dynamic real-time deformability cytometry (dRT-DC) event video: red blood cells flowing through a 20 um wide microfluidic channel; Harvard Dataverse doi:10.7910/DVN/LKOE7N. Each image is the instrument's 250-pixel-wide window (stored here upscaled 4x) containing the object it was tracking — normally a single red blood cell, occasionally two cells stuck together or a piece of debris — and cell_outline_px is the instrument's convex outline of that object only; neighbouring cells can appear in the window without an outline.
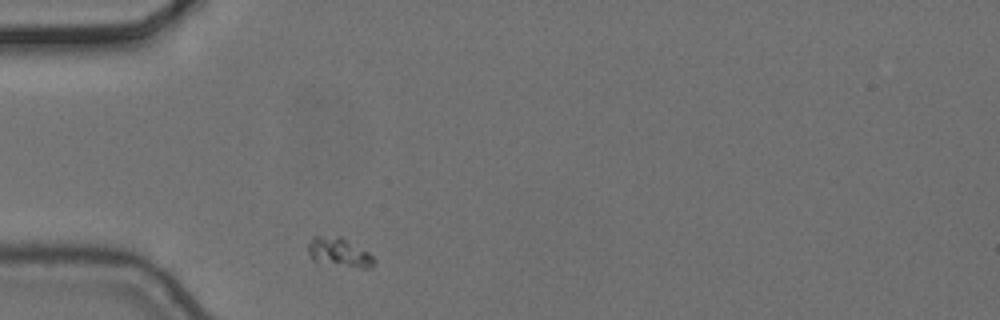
{"species": "common noctule bat (a hibernating species)", "species_latin": "Nyctalus noctula", "temperature_condition": "cold", "stored_images_in_passage": 3, "camera_frame_rate_fps": 3000, "um_per_image_px": 0.085, "animal": {"sex": "female", "body_mass_g": 24.6, "forearm_length_mm": 56.2}, "frame": {"image": 1, "passage_image": 1, "time_ms": 0.0, "image_size_px": [1000, 320], "cell_outline_px": [[376, 260], [372, 268], [364, 268], [316, 264], [312, 260], [308, 252], [308, 244], [312, 236], [340, 236], [368, 252]], "centroid_in_image_um": [28.78, 21.48], "position_along_channel_um": 56.2, "area_um2": 11.5}}
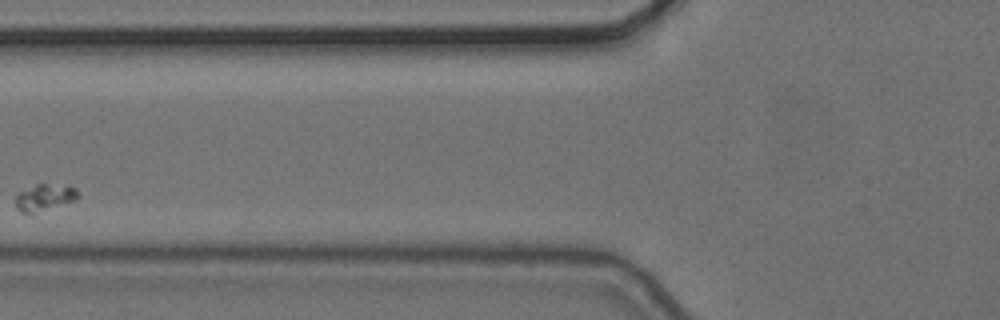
{"frame": {"image": 2, "passage_image": 3, "time_ms": 0.667, "image_size_px": [1000, 320], "cell_outline_px": [[80, 196], [76, 200], [32, 216], [20, 212], [16, 208], [16, 192], [36, 184], [44, 184], [76, 188], [80, 192]], "centroid_in_image_um": [3.76, 16.84], "position_along_channel_um": 122.0, "area_um2": 10.17}}